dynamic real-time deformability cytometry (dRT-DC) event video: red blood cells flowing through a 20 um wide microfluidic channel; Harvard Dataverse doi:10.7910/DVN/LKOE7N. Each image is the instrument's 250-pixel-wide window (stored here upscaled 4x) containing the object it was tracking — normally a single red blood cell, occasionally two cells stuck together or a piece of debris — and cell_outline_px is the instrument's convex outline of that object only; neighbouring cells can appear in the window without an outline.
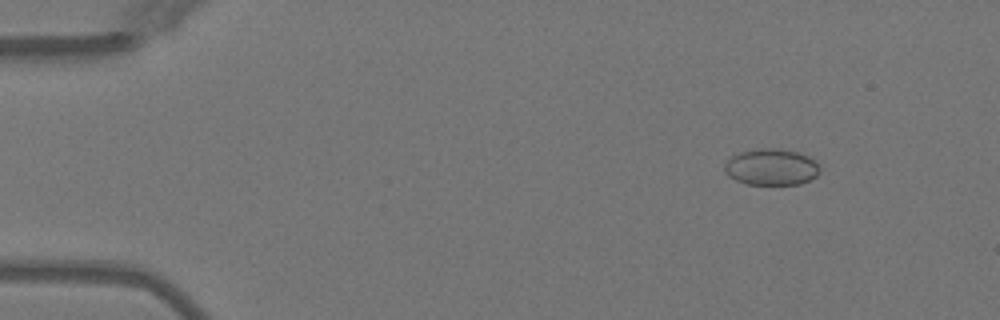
{"species": "Egyptian fruit bat (a non-hibernating species)", "species_latin": "Rousettus aegyptiacus", "temperature_condition": "warm", "stored_images_in_passage": 6, "camera_frame_rate_fps": 3000, "um_per_image_px": 0.085, "animal": {"sex": "female"}, "frame": {"image": 1, "passage_image": 2, "time_ms": 1.333, "image_size_px": [1000, 320], "cell_outline_px": [[820, 172], [816, 176], [800, 184], [744, 184], [728, 176], [724, 172], [724, 164], [732, 156], [740, 152], [760, 148], [780, 148], [800, 152], [816, 160], [820, 164]], "centroid_in_image_um": [65.58, 14.19], "position_along_channel_um": 19.4, "area_um2": 20.52}}
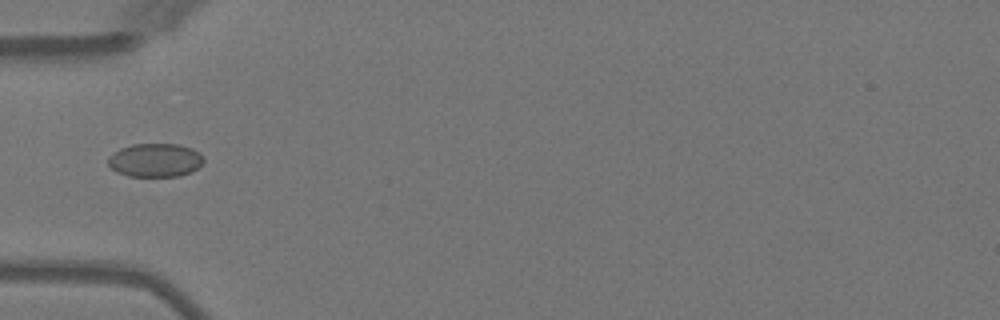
{"frame": {"image": 2, "passage_image": 5, "time_ms": 5.0, "image_size_px": [1000, 320], "cell_outline_px": [[204, 160], [192, 172], [180, 176], [128, 176], [116, 172], [108, 164], [108, 156], [112, 152], [120, 148], [132, 144], [180, 144], [192, 148], [204, 156]], "centroid_in_image_um": [13.18, 13.61], "position_along_channel_um": 71.8, "area_um2": 18.84}}
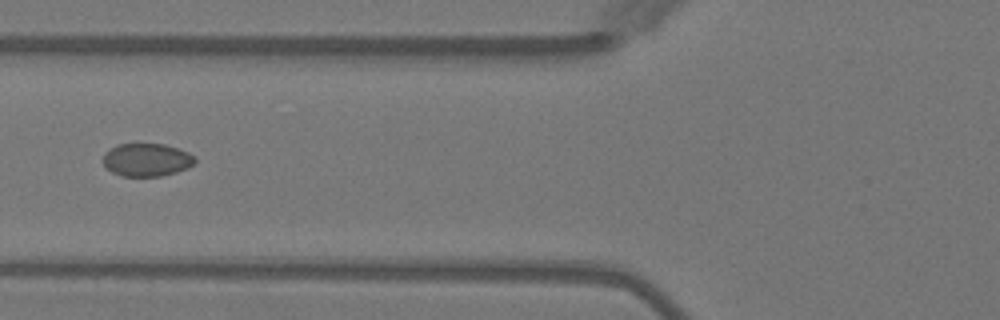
{"frame": {"image": 3, "passage_image": 6, "time_ms": 6.0, "image_size_px": [1000, 320], "cell_outline_px": [[196, 164], [188, 168], [176, 172], [160, 176], [120, 176], [104, 168], [104, 152], [108, 148], [116, 144], [164, 144], [188, 152], [196, 156]], "centroid_in_image_um": [12.46, 13.59], "position_along_channel_um": 113.3, "area_um2": 17.92}}